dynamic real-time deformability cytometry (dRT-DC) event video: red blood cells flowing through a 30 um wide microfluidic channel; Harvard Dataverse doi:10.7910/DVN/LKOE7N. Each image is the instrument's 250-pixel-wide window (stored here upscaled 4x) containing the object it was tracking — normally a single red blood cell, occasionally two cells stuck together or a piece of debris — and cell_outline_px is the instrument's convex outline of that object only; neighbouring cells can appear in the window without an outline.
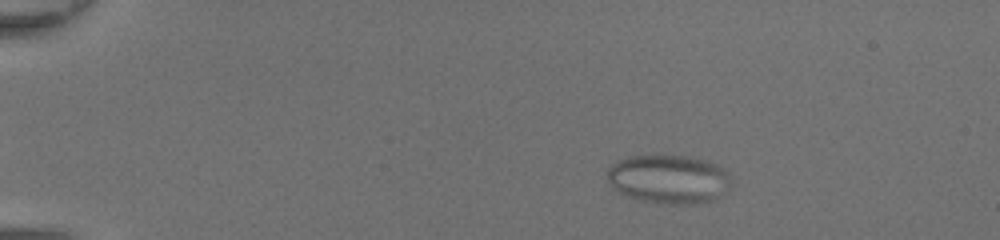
{"species": "common noctule bat (a hibernating species)", "species_latin": "Nyctalus noctula", "temperature_condition": "room temperature", "stored_images_in_passage": 46, "camera_frame_rate_fps": 3000, "um_per_image_px": 0.085, "animal": {"sex": "female", "body_mass_g": 20.0, "forearm_length_mm": 54.0}, "frame": {"image": 1, "passage_image": 5, "time_ms": 1.333, "image_size_px": [1000, 240], "cell_outline_px": [[732, 176], [728, 188], [716, 200], [696, 204], [668, 204], [636, 200], [612, 188], [608, 184], [608, 168], [616, 160], [628, 156], [684, 156], [704, 160], [716, 164], [728, 172]], "centroid_in_image_um": [56.83, 15.24], "position_along_channel_um": 28.2, "area_um2": 35.49}}
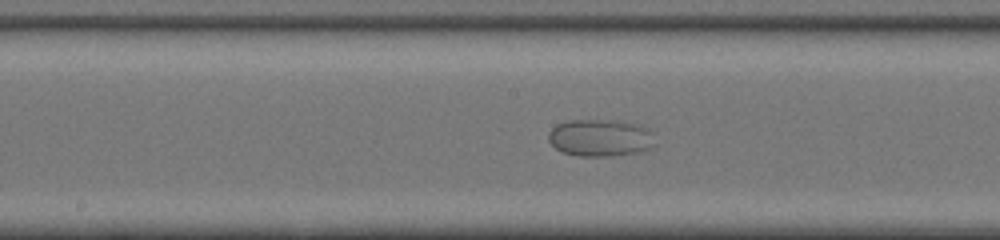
{"frame": {"image": 2, "passage_image": 24, "time_ms": 7.667, "image_size_px": [1000, 240], "cell_outline_px": [[656, 144], [652, 148], [636, 152], [612, 156], [580, 156], [564, 152], [556, 148], [548, 140], [548, 132], [556, 124], [568, 120], [616, 120], [640, 124], [648, 128], [652, 132]], "centroid_in_image_um": [51.05, 11.7], "position_along_channel_um": 197.1, "area_um2": 23.35}}
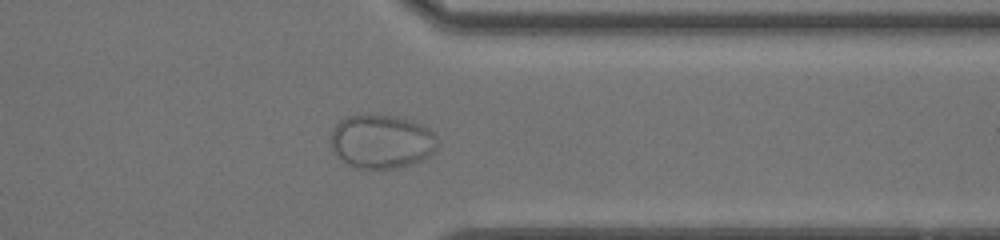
{"frame": {"image": 3, "passage_image": 37, "time_ms": 12.0, "image_size_px": [1000, 240], "cell_outline_px": [[436, 148], [428, 156], [420, 160], [396, 168], [360, 168], [348, 164], [332, 148], [332, 128], [344, 116], [396, 116], [424, 124], [436, 136]], "centroid_in_image_um": [32.45, 12.01], "position_along_channel_um": 379.0, "area_um2": 32.77}}